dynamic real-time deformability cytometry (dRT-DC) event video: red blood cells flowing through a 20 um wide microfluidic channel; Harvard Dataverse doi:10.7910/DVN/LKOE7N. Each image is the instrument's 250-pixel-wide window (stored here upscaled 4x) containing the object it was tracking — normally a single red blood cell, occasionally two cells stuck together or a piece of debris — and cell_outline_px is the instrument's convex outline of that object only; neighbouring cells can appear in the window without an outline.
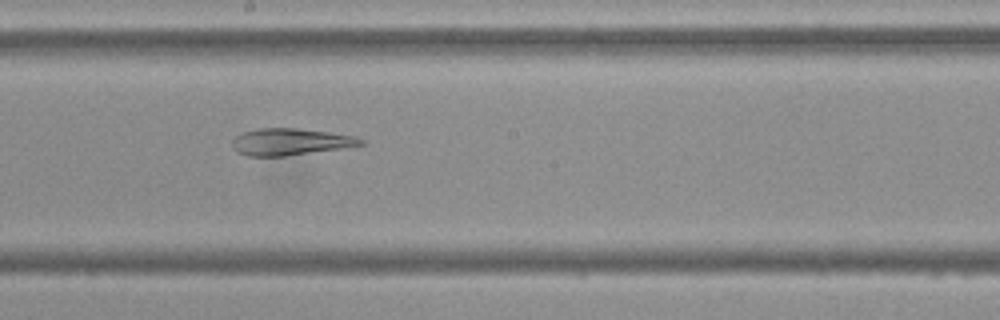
{"species": "Egyptian fruit bat (a non-hibernating species)", "species_latin": "Rousettus aegyptiacus", "temperature_condition": "cold", "stored_images_in_passage": 54, "camera_frame_rate_fps": 3000, "um_per_image_px": 0.085, "frame": {"image": 1, "passage_image": 29, "time_ms": 9.333, "image_size_px": [1000, 320], "cell_outline_px": [[364, 144], [340, 148], [284, 156], [248, 156], [236, 152], [232, 148], [232, 140], [236, 136], [244, 132], [256, 128], [296, 128], [328, 132], [356, 136], [364, 140]], "centroid_in_image_um": [24.63, 12.05], "position_along_channel_um": 223.6, "area_um2": 19.94}}
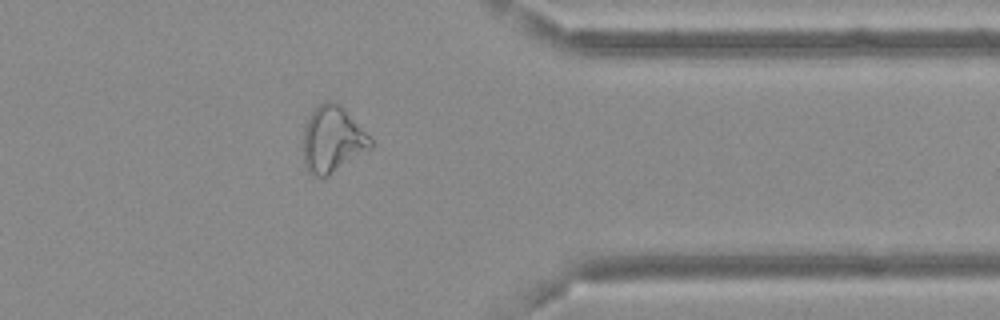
{"frame": {"image": 2, "passage_image": 43, "time_ms": 14.0, "image_size_px": [1000, 320], "cell_outline_px": [[372, 148], [328, 176], [316, 176], [308, 172], [304, 164], [304, 124], [308, 116], [324, 100], [336, 100], [344, 108], [372, 140]], "centroid_in_image_um": [28.25, 11.84], "position_along_channel_um": 383.2, "area_um2": 25.95}}
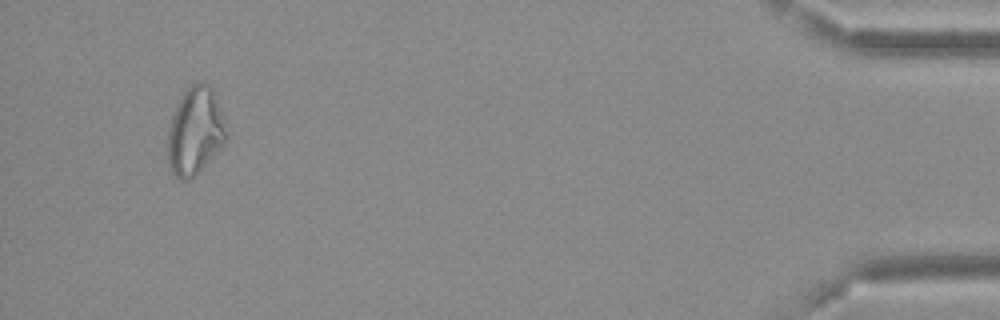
{"frame": {"image": 3, "passage_image": 51, "time_ms": 16.667, "image_size_px": [1000, 320], "cell_outline_px": [[228, 140], [188, 180], [180, 180], [172, 172], [168, 160], [168, 128], [172, 112], [184, 92], [192, 84], [200, 80], [208, 84], [212, 88], [228, 136]], "centroid_in_image_um": [16.56, 11.11], "position_along_channel_um": 418.6, "area_um2": 29.3}, "authors_computed_cell_mechanics": {"area_um2": 26.7325, "velocity_mm_per_s": 3.6755, "shape_relaxation_time_tau1_ms": null, "shape_relaxation_time_tau2_ms": 4.6245, "deformation_change_tau1": null, "deformation_change_tau2": 0.1149}}